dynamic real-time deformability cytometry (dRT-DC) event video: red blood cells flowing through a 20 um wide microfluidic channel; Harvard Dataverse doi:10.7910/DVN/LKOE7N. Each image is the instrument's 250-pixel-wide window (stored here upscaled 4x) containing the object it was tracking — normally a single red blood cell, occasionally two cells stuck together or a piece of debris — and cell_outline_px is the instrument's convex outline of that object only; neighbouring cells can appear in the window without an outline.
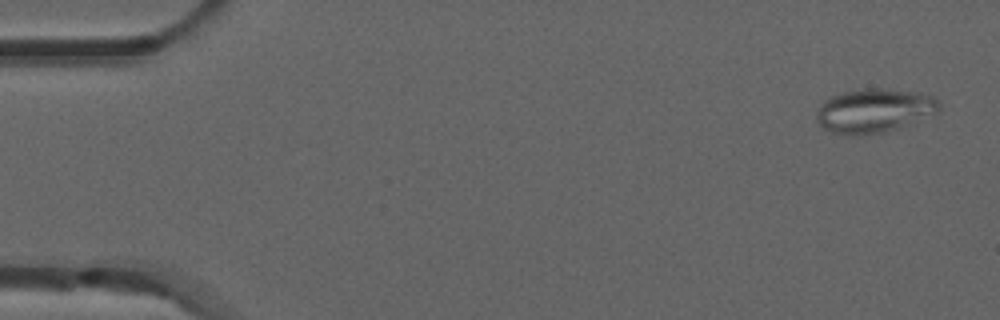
{"species": "common noctule bat (a hibernating species)", "species_latin": "Nyctalus noctula", "temperature_condition": "room temperature", "stored_images_in_passage": 7, "camera_frame_rate_fps": 3000, "um_per_image_px": 0.085, "animal": {"sex": "male", "forearm_length_mm": 52.5}, "frame": {"image": 1, "passage_image": 1, "time_ms": 0.0, "image_size_px": [1000, 320], "cell_outline_px": [[940, 112], [896, 128], [884, 132], [860, 136], [848, 136], [832, 132], [824, 128], [816, 120], [816, 112], [820, 104], [824, 100], [832, 96], [844, 92], [868, 88], [876, 88], [920, 92], [932, 96], [940, 104]], "centroid_in_image_um": [74.29, 9.41], "position_along_channel_um": 10.7, "area_um2": 31.5}}
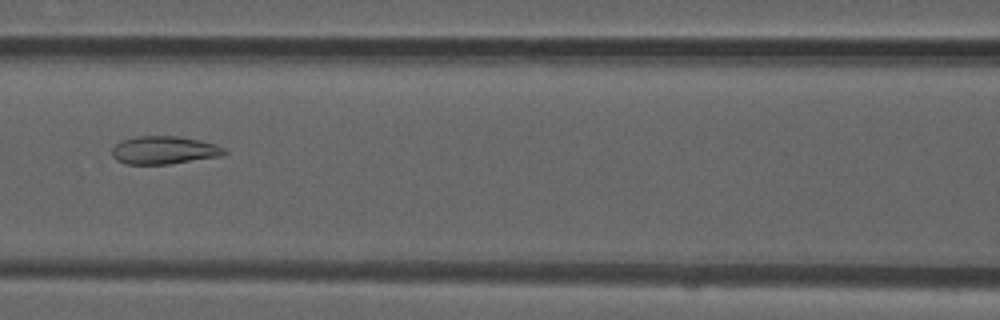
{"frame": {"image": 2, "passage_image": 7, "time_ms": 2.0, "image_size_px": [1000, 320], "cell_outline_px": [[228, 152], [224, 156], [168, 164], [124, 164], [116, 160], [112, 156], [112, 148], [120, 140], [136, 136], [176, 136], [200, 140], [216, 144], [224, 148]], "centroid_in_image_um": [13.95, 12.76], "position_along_channel_um": 152.6, "area_um2": 18.55}}